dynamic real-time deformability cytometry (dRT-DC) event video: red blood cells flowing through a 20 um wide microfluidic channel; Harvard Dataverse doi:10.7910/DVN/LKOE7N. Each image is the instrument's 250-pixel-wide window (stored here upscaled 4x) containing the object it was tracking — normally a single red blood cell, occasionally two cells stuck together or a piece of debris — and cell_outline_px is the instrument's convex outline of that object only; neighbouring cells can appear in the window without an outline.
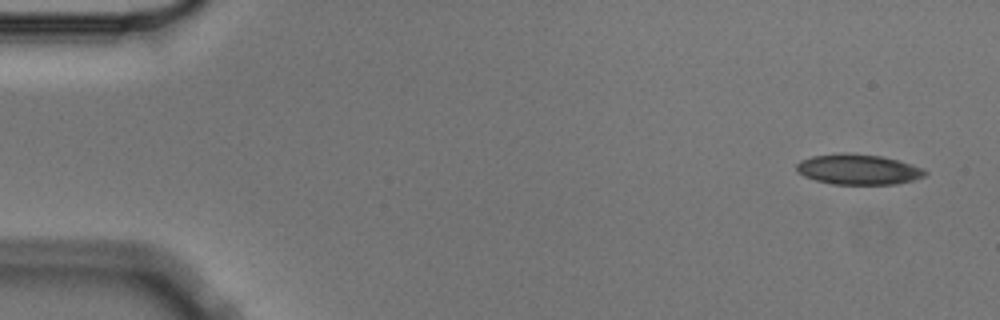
{"species": "Egyptian fruit bat (a non-hibernating species)", "species_latin": "Rousettus aegyptiacus", "temperature_condition": "cold", "stored_images_in_passage": 5, "segment_of_instrument_passage": [1, 2], "camera_frame_rate_fps": 3000, "um_per_image_px": 0.085, "animal": {"sex": "male"}, "frame": {"image": 1, "passage_image": 1, "time_ms": 0.0, "image_size_px": [1000, 320], "cell_outline_px": [[928, 172], [924, 176], [912, 180], [896, 184], [832, 184], [816, 180], [804, 176], [796, 172], [796, 164], [800, 160], [812, 156], [844, 152], [880, 156], [912, 164], [924, 168]], "centroid_in_image_um": [72.93, 14.39], "position_along_channel_um": 12.1, "area_um2": 22.77}}